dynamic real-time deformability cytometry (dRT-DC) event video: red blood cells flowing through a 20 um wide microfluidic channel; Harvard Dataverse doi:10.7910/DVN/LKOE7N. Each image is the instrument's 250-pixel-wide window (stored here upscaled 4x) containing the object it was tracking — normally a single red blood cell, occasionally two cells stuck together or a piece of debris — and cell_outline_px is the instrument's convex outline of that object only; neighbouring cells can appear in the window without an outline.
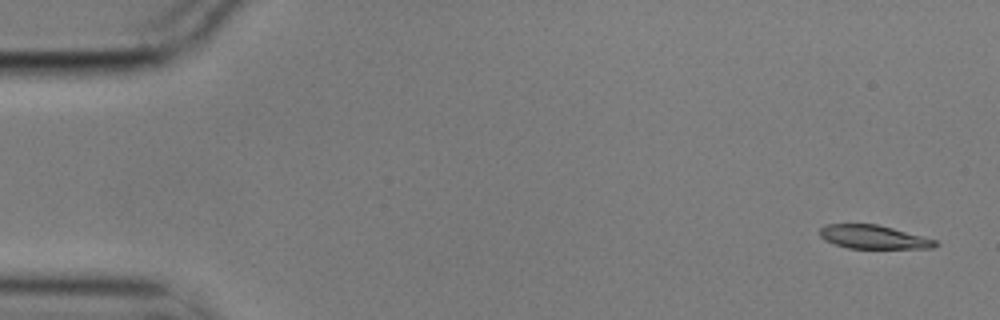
{"species": "common noctule bat (a hibernating species)", "species_latin": "Nyctalus noctula", "temperature_condition": "cold", "stored_images_in_passage": 5, "camera_frame_rate_fps": 3000, "um_per_image_px": 0.085, "animal": {"sex": "male", "body_mass_g": 17.9}, "frame": {"image": 1, "passage_image": 1, "time_ms": 0.0, "image_size_px": [1000, 320], "cell_outline_px": [[940, 244], [932, 248], [848, 248], [824, 240], [820, 236], [820, 228], [824, 224], [876, 224], [924, 236], [936, 240]], "centroid_in_image_um": [74.25, 20.14], "position_along_channel_um": 10.8, "area_um2": 15.84}}
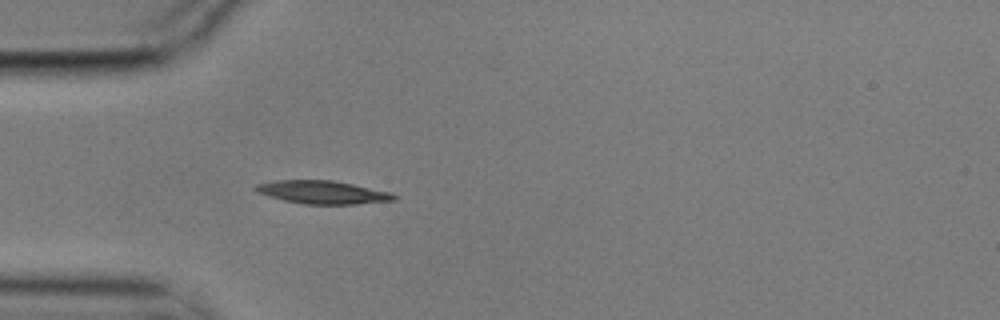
{"frame": {"image": 2, "passage_image": 5, "time_ms": 1.333, "image_size_px": [1000, 320], "cell_outline_px": [[400, 196], [396, 200], [356, 204], [304, 204], [284, 200], [268, 196], [256, 192], [252, 188], [256, 184], [276, 180], [332, 180], [392, 192]], "centroid_in_image_um": [27.44, 16.34], "position_along_channel_um": 57.6, "area_um2": 18.79}}